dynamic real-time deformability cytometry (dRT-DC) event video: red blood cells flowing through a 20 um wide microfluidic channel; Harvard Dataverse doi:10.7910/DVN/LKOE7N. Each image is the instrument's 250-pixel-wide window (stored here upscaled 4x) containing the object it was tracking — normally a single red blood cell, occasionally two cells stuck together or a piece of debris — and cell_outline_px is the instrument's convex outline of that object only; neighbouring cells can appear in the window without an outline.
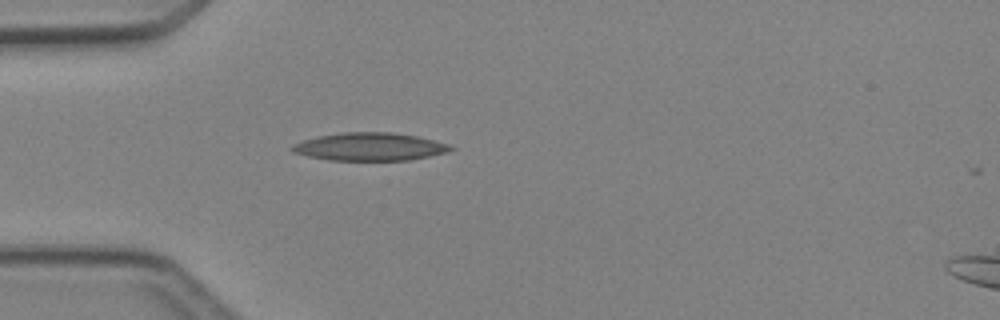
{"species": "Egyptian fruit bat (a non-hibernating species)", "species_latin": "Rousettus aegyptiacus", "temperature_condition": "cold", "stored_images_in_passage": 4, "camera_frame_rate_fps": 3000, "um_per_image_px": 0.085, "animal": {"sex": "female"}, "frame": {"image": 1, "passage_image": 4, "time_ms": 4.333, "image_size_px": [1000, 320], "cell_outline_px": [[456, 148], [448, 152], [408, 160], [332, 160], [308, 156], [292, 152], [288, 148], [292, 144], [316, 136], [344, 132], [392, 132], [416, 136], [448, 144]], "centroid_in_image_um": [31.39, 12.46], "position_along_channel_um": 53.6, "area_um2": 25.72}}